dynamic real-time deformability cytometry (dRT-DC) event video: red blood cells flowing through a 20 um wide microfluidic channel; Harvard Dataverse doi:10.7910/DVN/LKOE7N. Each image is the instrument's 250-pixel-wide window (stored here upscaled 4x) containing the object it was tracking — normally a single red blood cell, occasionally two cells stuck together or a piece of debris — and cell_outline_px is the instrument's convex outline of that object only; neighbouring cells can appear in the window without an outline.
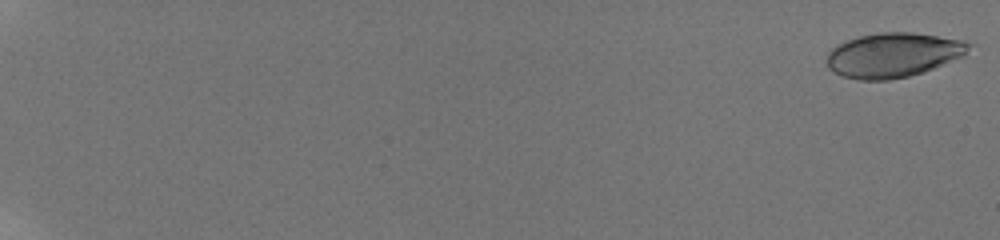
{"species": "human", "species_latin": "Homo sapiens", "temperature_condition": "room temperature", "stored_images_in_passage": 59, "camera_frame_rate_fps": 3000, "um_per_image_px": 0.085, "donor": {"sex": "male"}, "frame": {"image": 1, "passage_image": 1, "time_ms": 0.0, "image_size_px": [1000, 240], "cell_outline_px": [[976, 44], [964, 56], [932, 68], [908, 76], [888, 80], [860, 80], [844, 76], [828, 68], [828, 52], [836, 44], [860, 36], [880, 32], [912, 32], [964, 40]], "centroid_in_image_um": [75.97, 4.66], "position_along_channel_um": 9.0, "area_um2": 36.76}}
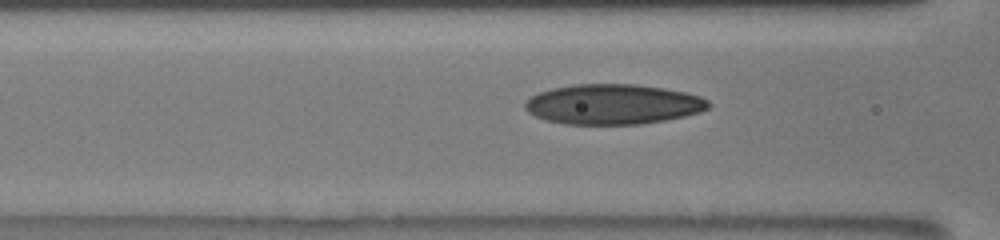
{"frame": {"image": 2, "passage_image": 29, "time_ms": 9.333, "image_size_px": [1000, 240], "cell_outline_px": [[712, 104], [708, 108], [700, 112], [684, 116], [664, 120], [640, 124], [564, 124], [544, 120], [528, 112], [524, 108], [524, 104], [532, 96], [540, 92], [552, 88], [576, 84], [636, 84], [664, 88], [684, 92], [700, 96], [708, 100]], "centroid_in_image_um": [52.11, 8.86], "position_along_channel_um": 114.5, "area_um2": 42.89}}
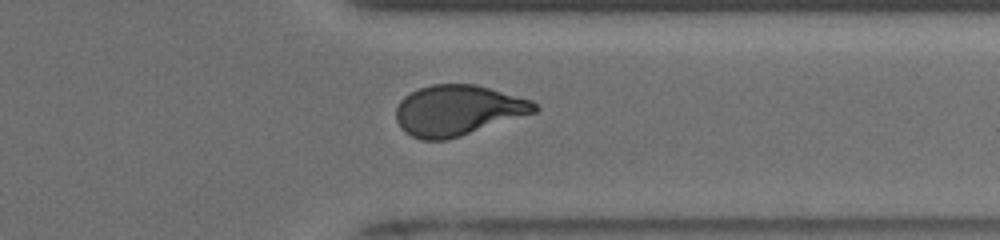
{"frame": {"image": 3, "passage_image": 49, "time_ms": 16.0, "image_size_px": [1000, 240], "cell_outline_px": [[540, 108], [536, 112], [448, 140], [420, 140], [404, 132], [400, 128], [396, 120], [396, 108], [400, 100], [404, 96], [420, 88], [432, 84], [476, 84], [532, 100]], "centroid_in_image_um": [38.9, 9.38], "position_along_channel_um": 372.5, "area_um2": 40.81}}